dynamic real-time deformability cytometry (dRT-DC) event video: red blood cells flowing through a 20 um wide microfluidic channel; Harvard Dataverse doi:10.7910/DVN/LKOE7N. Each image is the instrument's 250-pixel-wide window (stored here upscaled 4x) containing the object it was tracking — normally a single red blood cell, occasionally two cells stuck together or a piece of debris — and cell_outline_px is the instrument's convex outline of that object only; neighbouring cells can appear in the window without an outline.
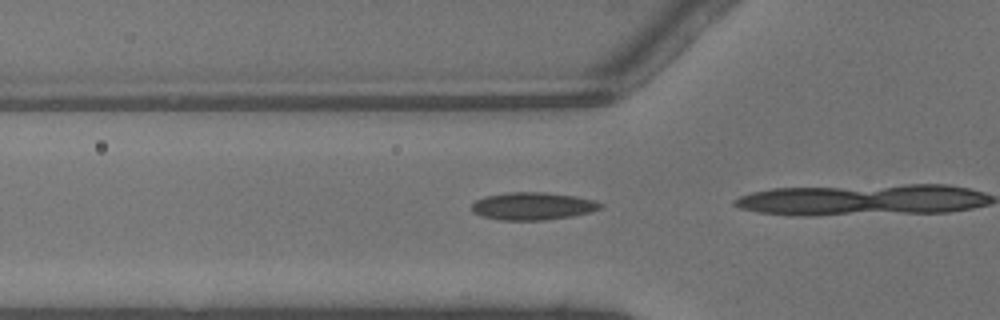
{"species": "common noctule bat (a hibernating species)", "species_latin": "Nyctalus noctula", "temperature_condition": "warm", "stored_images_in_passage": 4, "camera_frame_rate_fps": 3000, "um_per_image_px": 0.085, "animal": {"sex": "male", "body_mass_g": 13.3}, "frame": {"image": 1, "passage_image": 2, "time_ms": 0.333, "image_size_px": [1000, 320], "cell_outline_px": [[604, 208], [592, 212], [572, 216], [544, 220], [500, 220], [480, 216], [472, 212], [472, 204], [476, 200], [484, 196], [508, 192], [540, 192], [576, 196], [596, 200], [604, 204]], "centroid_in_image_um": [45.32, 17.52], "position_along_channel_um": 80.5, "area_um2": 20.98}}